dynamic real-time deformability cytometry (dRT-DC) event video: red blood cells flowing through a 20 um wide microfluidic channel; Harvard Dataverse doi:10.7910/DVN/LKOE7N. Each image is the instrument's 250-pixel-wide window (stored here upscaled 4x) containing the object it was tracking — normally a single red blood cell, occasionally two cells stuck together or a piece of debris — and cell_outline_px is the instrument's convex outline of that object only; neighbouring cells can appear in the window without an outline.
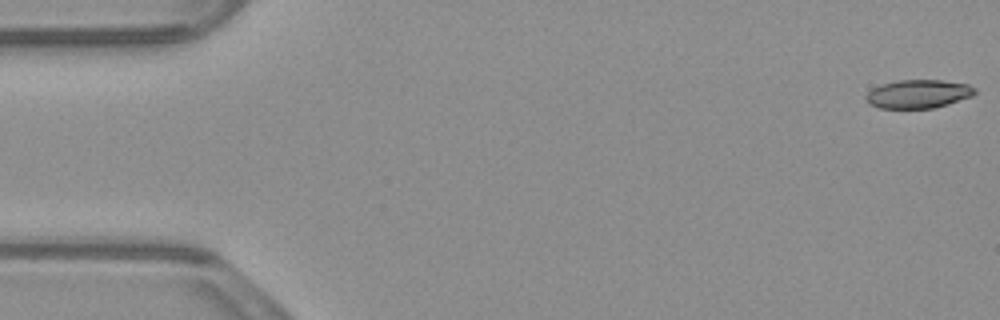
{"species": "common noctule bat (a hibernating species)", "species_latin": "Nyctalus noctula", "temperature_condition": "warm", "stored_images_in_passage": 53, "camera_frame_rate_fps": 3000, "um_per_image_px": 0.085, "animal": {"sex": "male", "body_mass_g": 23.1, "forearm_length_mm": 52.7}, "frame": {"image": 1, "passage_image": 1, "time_ms": 0.0, "image_size_px": [1000, 320], "cell_outline_px": [[976, 92], [972, 96], [948, 104], [932, 108], [880, 108], [868, 104], [864, 100], [864, 96], [872, 88], [884, 84], [900, 80], [940, 80], [968, 84], [976, 88]], "centroid_in_image_um": [78.03, 7.99], "position_along_channel_um": 7.0, "area_um2": 18.09}}
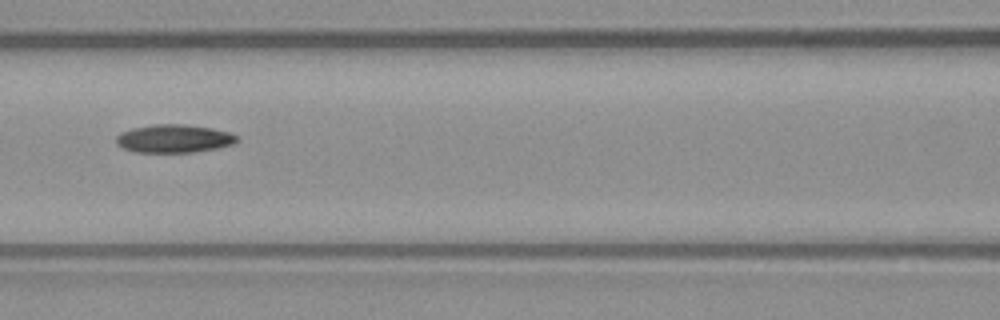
{"frame": {"image": 2, "passage_image": 23, "time_ms": 7.333, "image_size_px": [1000, 320], "cell_outline_px": [[240, 140], [232, 144], [216, 148], [192, 152], [136, 152], [124, 148], [116, 144], [116, 136], [120, 132], [132, 128], [156, 124], [184, 124], [212, 128], [228, 132], [240, 136]], "centroid_in_image_um": [14.79, 11.77], "position_along_channel_um": 151.8, "area_um2": 19.83}}
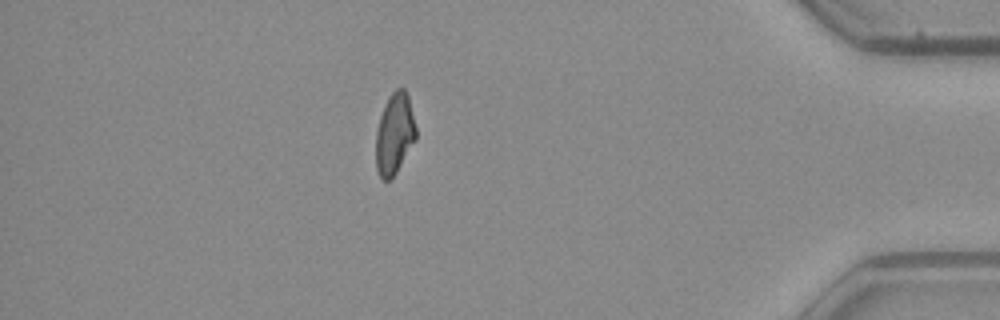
{"frame": {"image": 3, "passage_image": 46, "time_ms": 15.0, "image_size_px": [1000, 320], "cell_outline_px": [[416, 140], [396, 172], [388, 180], [384, 180], [380, 176], [376, 168], [376, 132], [380, 116], [388, 96], [396, 88], [404, 88], [408, 96], [416, 128]], "centroid_in_image_um": [33.53, 11.35], "position_along_channel_um": 401.7, "area_um2": 18.79}}